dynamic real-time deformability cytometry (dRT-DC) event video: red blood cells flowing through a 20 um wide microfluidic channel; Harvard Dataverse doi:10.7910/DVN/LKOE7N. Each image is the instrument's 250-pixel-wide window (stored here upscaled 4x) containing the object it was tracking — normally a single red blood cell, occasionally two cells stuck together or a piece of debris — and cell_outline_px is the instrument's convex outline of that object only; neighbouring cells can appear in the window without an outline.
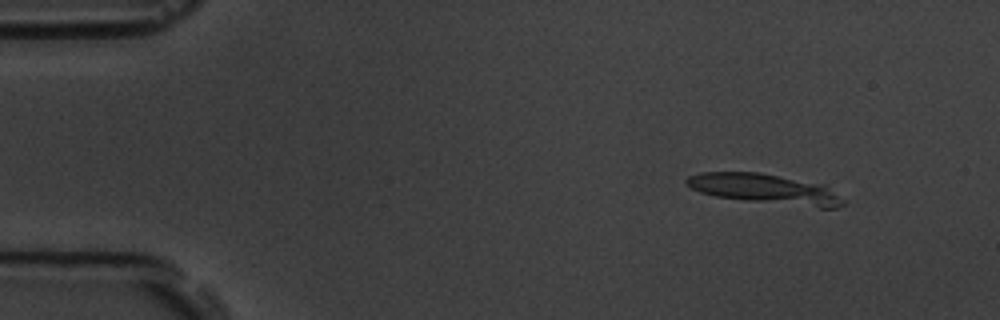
{"species": "common noctule bat (a hibernating species)", "species_latin": "Nyctalus noctula", "temperature_condition": "room temperature", "stored_images_in_passage": 4, "camera_frame_rate_fps": 3000, "um_per_image_px": 0.085, "animal": {"sex": "male", "body_mass_g": 19.5, "forearm_length_mm": 54.6}, "frame": {"image": 1, "passage_image": 2, "time_ms": 1.0, "image_size_px": [1000, 320], "cell_outline_px": [[844, 204], [836, 208], [820, 208], [744, 200], [716, 196], [700, 192], [692, 188], [684, 180], [688, 176], [700, 172], [760, 172], [824, 184], [844, 200]], "centroid_in_image_um": [65.04, 16.05], "position_along_channel_um": 20.0, "area_um2": 27.22}}